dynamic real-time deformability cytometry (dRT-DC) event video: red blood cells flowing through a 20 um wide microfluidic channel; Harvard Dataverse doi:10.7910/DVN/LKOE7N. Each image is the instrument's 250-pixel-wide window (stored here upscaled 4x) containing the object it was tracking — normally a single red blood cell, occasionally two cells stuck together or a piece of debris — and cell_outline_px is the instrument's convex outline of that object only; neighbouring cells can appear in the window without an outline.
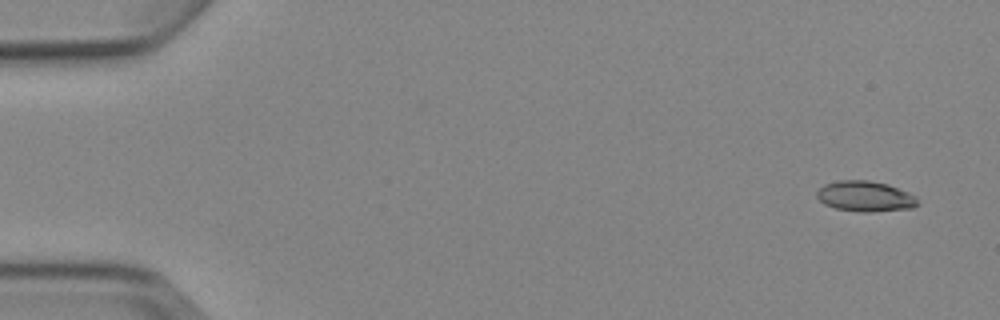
{"species": "Egyptian fruit bat (a non-hibernating species)", "species_latin": "Rousettus aegyptiacus", "temperature_condition": "cold", "stored_images_in_passage": 4, "camera_frame_rate_fps": 3000, "um_per_image_px": 0.085, "animal": {"sex": "female"}, "frame": {"image": 1, "passage_image": 1, "time_ms": 0.0, "image_size_px": [1000, 320], "cell_outline_px": [[920, 204], [912, 208], [868, 212], [860, 212], [836, 208], [824, 204], [816, 196], [816, 192], [824, 184], [840, 180], [868, 180], [888, 184], [908, 192], [916, 196]], "centroid_in_image_um": [73.56, 16.68], "position_along_channel_um": 11.4, "area_um2": 17.98}}
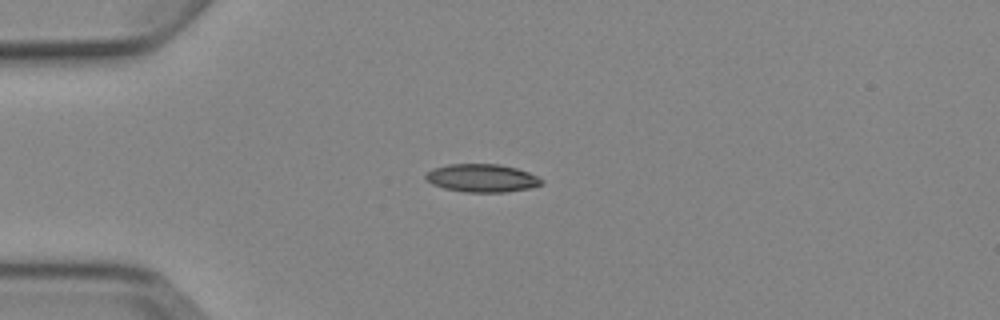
{"frame": {"image": 2, "passage_image": 4, "time_ms": 3.667, "image_size_px": [1000, 320], "cell_outline_px": [[544, 184], [528, 188], [504, 192], [464, 192], [444, 188], [432, 184], [424, 176], [432, 168], [448, 164], [500, 164], [516, 168], [528, 172], [544, 180]], "centroid_in_image_um": [40.97, 15.13], "position_along_channel_um": 44.0, "area_um2": 18.9}}